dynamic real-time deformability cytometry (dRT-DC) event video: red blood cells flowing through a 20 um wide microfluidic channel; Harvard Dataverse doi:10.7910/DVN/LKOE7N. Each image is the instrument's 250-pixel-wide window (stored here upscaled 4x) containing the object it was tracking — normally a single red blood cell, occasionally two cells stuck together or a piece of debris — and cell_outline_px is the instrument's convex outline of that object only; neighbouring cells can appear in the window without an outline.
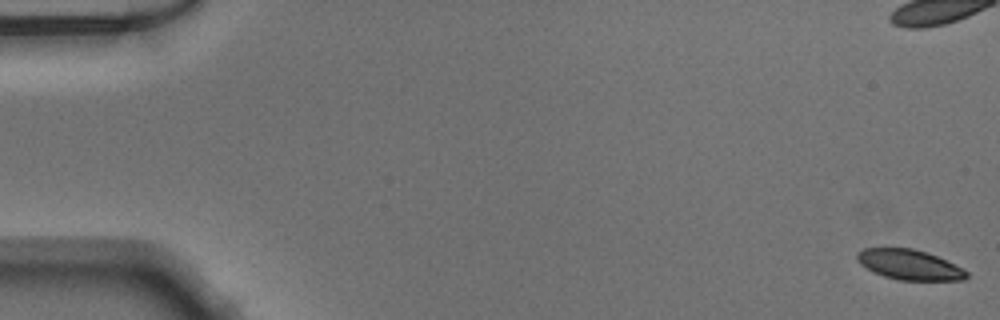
{"species": "Egyptian fruit bat (a non-hibernating species)", "species_latin": "Rousettus aegyptiacus", "temperature_condition": "warm", "stored_images_in_passage": 52, "camera_frame_rate_fps": 3000, "um_per_image_px": 0.085, "animal": {"sex": "male"}, "frame": {"image": 1, "passage_image": 1, "time_ms": 0.0, "image_size_px": [1000, 320], "cell_outline_px": [[968, 276], [964, 280], [900, 280], [884, 276], [860, 264], [856, 260], [856, 252], [864, 248], [912, 248], [936, 256], [968, 272]], "centroid_in_image_um": [77.25, 22.49], "position_along_channel_um": 7.7, "area_um2": 18.84}}